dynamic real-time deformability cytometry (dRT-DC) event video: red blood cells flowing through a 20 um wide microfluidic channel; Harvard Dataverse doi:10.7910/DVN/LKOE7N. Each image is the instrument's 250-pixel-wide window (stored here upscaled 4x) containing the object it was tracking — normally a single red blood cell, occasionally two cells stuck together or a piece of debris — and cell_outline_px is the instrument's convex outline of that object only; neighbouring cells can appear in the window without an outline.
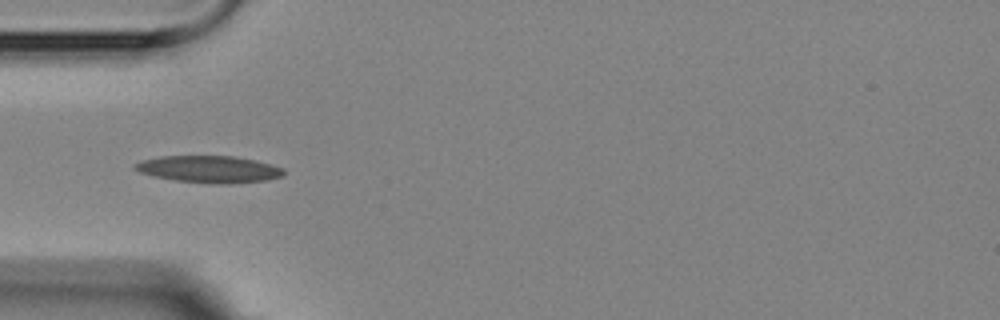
{"species": "Egyptian fruit bat (a non-hibernating species)", "species_latin": "Rousettus aegyptiacus", "temperature_condition": "room temperature", "stored_images_in_passage": 8, "camera_frame_rate_fps": 3000, "um_per_image_px": 0.085, "animal": {"sex": "female"}, "frame": {"image": 1, "passage_image": 5, "time_ms": 5.0, "image_size_px": [1000, 320], "cell_outline_px": [[284, 176], [268, 180], [228, 184], [220, 184], [176, 180], [156, 176], [140, 172], [132, 168], [136, 164], [144, 160], [160, 156], [232, 156], [256, 160], [272, 164], [284, 168]], "centroid_in_image_um": [17.85, 14.38], "position_along_channel_um": 67.2, "area_um2": 23.24}}
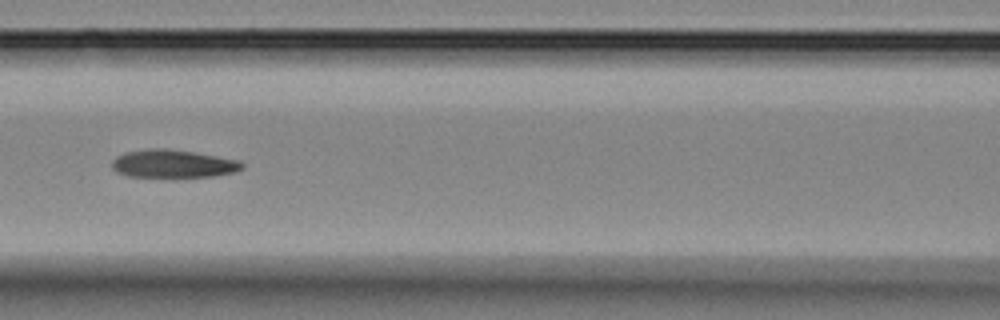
{"frame": {"image": 2, "passage_image": 7, "time_ms": 7.333, "image_size_px": [1000, 320], "cell_outline_px": [[244, 168], [236, 172], [212, 176], [128, 176], [116, 172], [112, 168], [112, 160], [116, 156], [124, 152], [148, 148], [168, 148], [240, 160], [244, 164]], "centroid_in_image_um": [14.7, 13.9], "position_along_channel_um": 151.9, "area_um2": 21.15}}
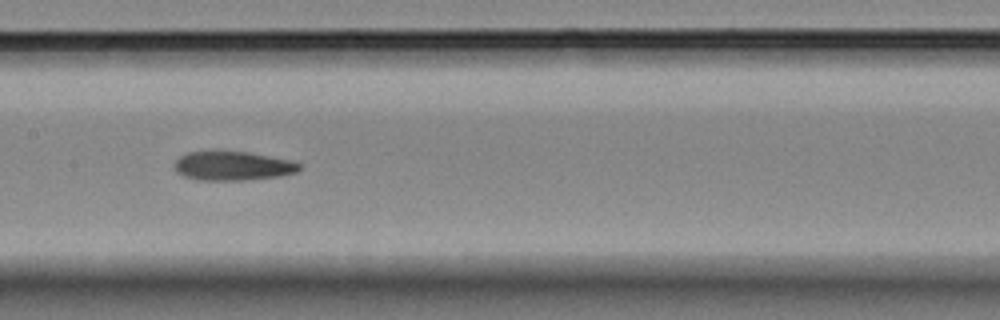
{"frame": {"image": 3, "passage_image": 8, "time_ms": 8.333, "image_size_px": [1000, 320], "cell_outline_px": [[304, 164], [296, 172], [280, 176], [240, 180], [200, 180], [184, 176], [176, 172], [176, 160], [180, 156], [188, 152], [212, 148], [216, 148], [248, 152], [296, 160]], "centroid_in_image_um": [19.81, 14.04], "position_along_channel_um": 187.6, "area_um2": 22.02}}